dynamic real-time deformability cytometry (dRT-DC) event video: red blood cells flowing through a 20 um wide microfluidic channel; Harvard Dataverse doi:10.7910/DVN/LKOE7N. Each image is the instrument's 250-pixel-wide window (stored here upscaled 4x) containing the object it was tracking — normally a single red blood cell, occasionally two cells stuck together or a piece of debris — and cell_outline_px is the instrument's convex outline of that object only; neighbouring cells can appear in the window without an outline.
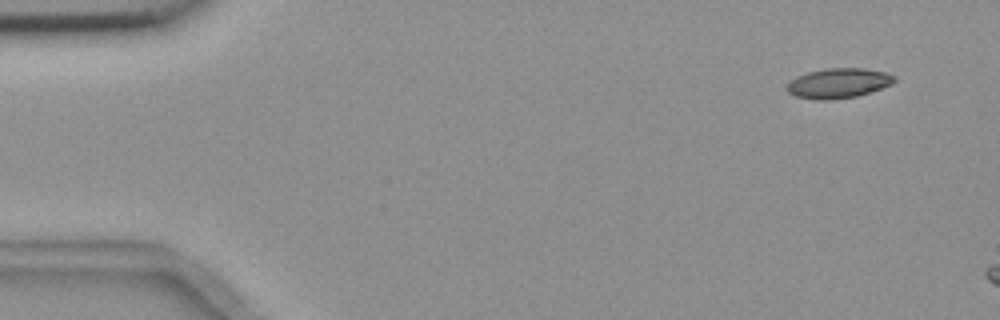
{"species": "common noctule bat (a hibernating species)", "species_latin": "Nyctalus noctula", "temperature_condition": "room temperature", "stored_images_in_passage": 3, "camera_frame_rate_fps": 3000, "um_per_image_px": 0.085, "animal": {"sex": "female", "body_mass_g": 18.4}, "frame": {"image": 1, "passage_image": 1, "time_ms": 0.0, "image_size_px": [1000, 320], "cell_outline_px": [[896, 80], [892, 84], [856, 96], [832, 100], [816, 100], [796, 96], [788, 92], [788, 84], [796, 76], [808, 72], [824, 68], [864, 68], [888, 72], [896, 76]], "centroid_in_image_um": [71.29, 7.06], "position_along_channel_um": 13.7, "area_um2": 18.73}}